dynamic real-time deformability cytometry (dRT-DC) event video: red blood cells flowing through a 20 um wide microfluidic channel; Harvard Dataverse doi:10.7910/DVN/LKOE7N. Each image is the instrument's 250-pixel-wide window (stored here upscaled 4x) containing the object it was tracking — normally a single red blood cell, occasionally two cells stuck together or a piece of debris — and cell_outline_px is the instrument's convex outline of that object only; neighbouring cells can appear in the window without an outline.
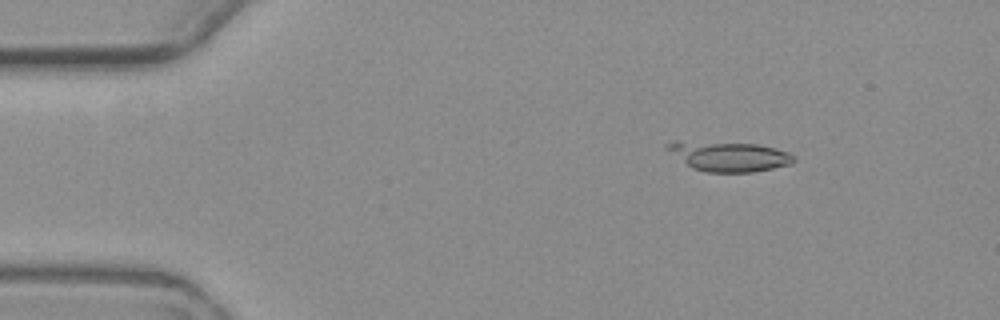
{"species": "common noctule bat (a hibernating species)", "species_latin": "Nyctalus noctula", "temperature_condition": "warm", "stored_images_in_passage": 6, "camera_frame_rate_fps": 3000, "um_per_image_px": 0.085, "animal": {"sex": "female", "body_mass_g": 19.3, "forearm_length_mm": 54.1}, "frame": {"image": 1, "passage_image": 2, "time_ms": 1.0, "image_size_px": [1000, 320], "cell_outline_px": [[796, 160], [792, 164], [752, 172], [704, 172], [692, 168], [664, 148], [664, 144], [676, 140], [756, 144], [776, 148], [788, 152], [796, 156]], "centroid_in_image_um": [61.94, 13.28], "position_along_channel_um": 23.1, "area_um2": 22.2}}
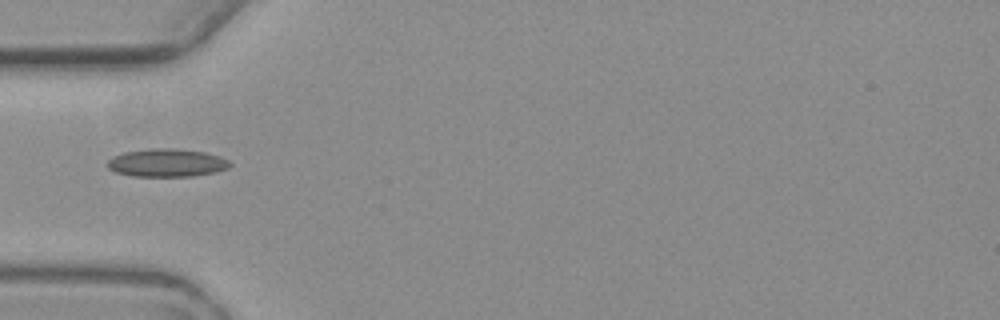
{"frame": {"image": 2, "passage_image": 5, "time_ms": 4.667, "image_size_px": [1000, 320], "cell_outline_px": [[232, 164], [228, 168], [216, 172], [192, 176], [132, 176], [116, 172], [108, 168], [108, 160], [112, 156], [124, 152], [152, 148], [172, 148], [204, 152], [220, 156], [228, 160]], "centroid_in_image_um": [14.18, 13.84], "position_along_channel_um": 70.8, "area_um2": 20.0}}
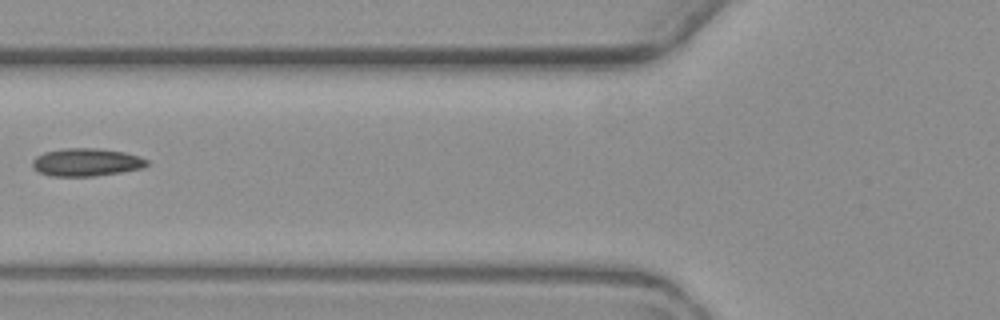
{"frame": {"image": 3, "passage_image": 6, "time_ms": 6.0, "image_size_px": [1000, 320], "cell_outline_px": [[148, 164], [144, 168], [96, 176], [48, 176], [32, 168], [32, 160], [36, 156], [44, 152], [64, 148], [96, 148], [124, 152], [140, 156], [148, 160]], "centroid_in_image_um": [7.33, 13.79], "position_along_channel_um": 118.5, "area_um2": 18.73}}